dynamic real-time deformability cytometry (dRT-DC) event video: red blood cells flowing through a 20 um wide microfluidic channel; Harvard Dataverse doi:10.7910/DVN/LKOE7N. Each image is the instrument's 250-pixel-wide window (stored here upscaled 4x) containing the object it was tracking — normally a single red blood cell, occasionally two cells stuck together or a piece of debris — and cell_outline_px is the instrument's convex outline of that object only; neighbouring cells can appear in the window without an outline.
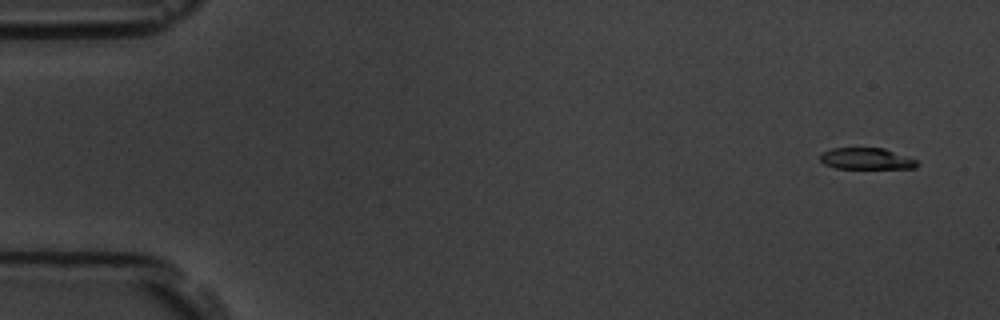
{"species": "common noctule bat (a hibernating species)", "species_latin": "Nyctalus noctula", "temperature_condition": "room temperature", "stored_images_in_passage": 5, "camera_frame_rate_fps": 3000, "um_per_image_px": 0.085, "animal": {"sex": "male", "body_mass_g": 19.5, "forearm_length_mm": 54.6}, "frame": {"image": 1, "passage_image": 1, "time_ms": 0.0, "image_size_px": [1000, 320], "cell_outline_px": [[920, 164], [916, 168], [836, 168], [824, 164], [820, 160], [820, 152], [832, 148], [884, 148], [916, 160]], "centroid_in_image_um": [73.61, 13.49], "position_along_channel_um": 11.4, "area_um2": 12.08}}
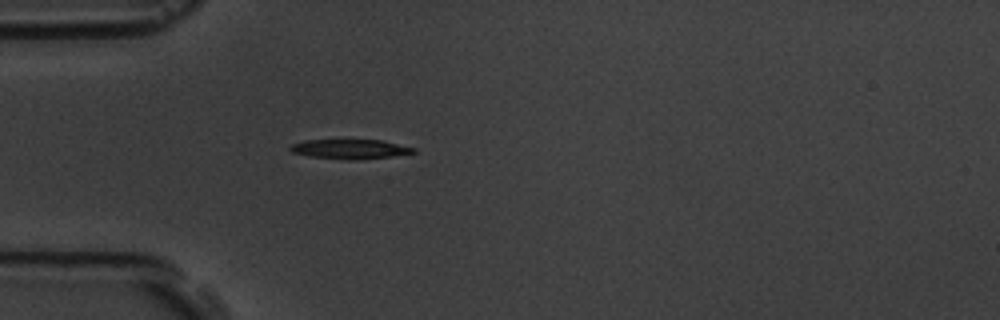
{"frame": {"image": 2, "passage_image": 5, "time_ms": 4.667, "image_size_px": [1000, 320], "cell_outline_px": [[416, 152], [392, 156], [356, 160], [348, 160], [308, 156], [292, 152], [288, 148], [292, 144], [304, 140], [384, 140], [416, 148]], "centroid_in_image_um": [29.76, 12.67], "position_along_channel_um": 55.2, "area_um2": 14.1}}